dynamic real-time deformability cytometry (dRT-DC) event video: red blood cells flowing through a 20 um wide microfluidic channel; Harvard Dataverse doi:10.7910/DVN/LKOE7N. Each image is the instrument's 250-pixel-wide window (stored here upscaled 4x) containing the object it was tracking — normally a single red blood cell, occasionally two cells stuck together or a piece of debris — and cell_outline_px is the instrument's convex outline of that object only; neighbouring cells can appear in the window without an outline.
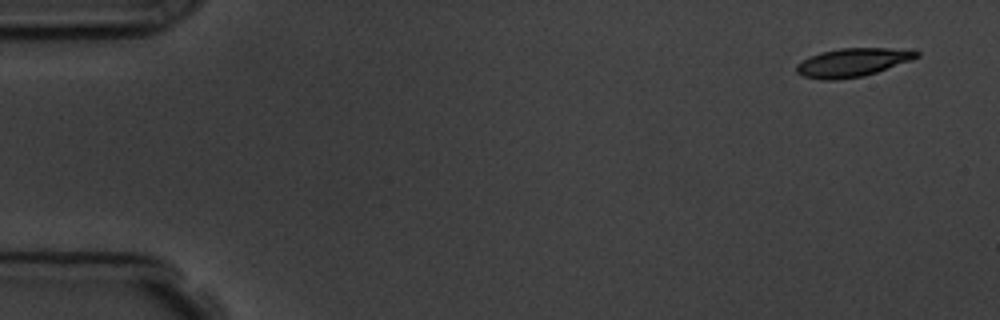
{"species": "common noctule bat (a hibernating species)", "species_latin": "Nyctalus noctula", "temperature_condition": "room temperature", "stored_images_in_passage": 4, "camera_frame_rate_fps": 3000, "um_per_image_px": 0.085, "animal": {"sex": "male", "body_mass_g": 19.5, "forearm_length_mm": 54.6}, "frame": {"image": 1, "passage_image": 1, "time_ms": 0.0, "image_size_px": [1000, 320], "cell_outline_px": [[920, 56], [912, 60], [864, 76], [836, 80], [824, 80], [804, 76], [796, 72], [796, 64], [820, 52], [840, 48], [888, 48], [920, 52]], "centroid_in_image_um": [72.46, 5.31], "position_along_channel_um": 12.5, "area_um2": 19.71}}
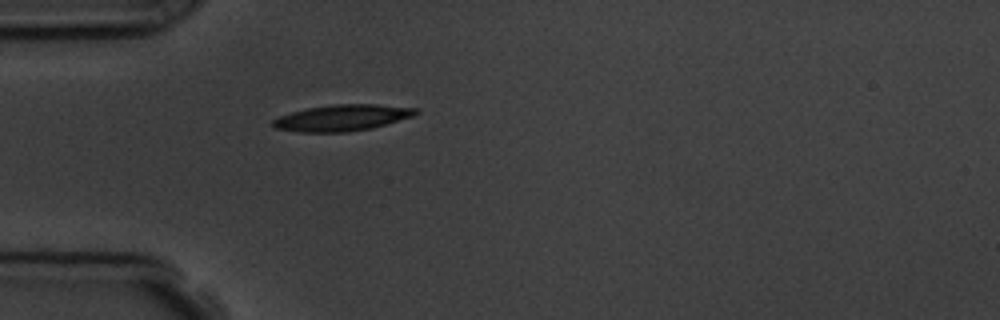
{"frame": {"image": 2, "passage_image": 4, "time_ms": 4.333, "image_size_px": [1000, 320], "cell_outline_px": [[420, 112], [412, 116], [372, 128], [348, 132], [300, 132], [276, 128], [272, 124], [272, 120], [280, 116], [292, 112], [308, 108], [336, 104], [376, 104], [420, 108]], "centroid_in_image_um": [29.12, 10.01], "position_along_channel_um": 55.9, "area_um2": 21.73}}